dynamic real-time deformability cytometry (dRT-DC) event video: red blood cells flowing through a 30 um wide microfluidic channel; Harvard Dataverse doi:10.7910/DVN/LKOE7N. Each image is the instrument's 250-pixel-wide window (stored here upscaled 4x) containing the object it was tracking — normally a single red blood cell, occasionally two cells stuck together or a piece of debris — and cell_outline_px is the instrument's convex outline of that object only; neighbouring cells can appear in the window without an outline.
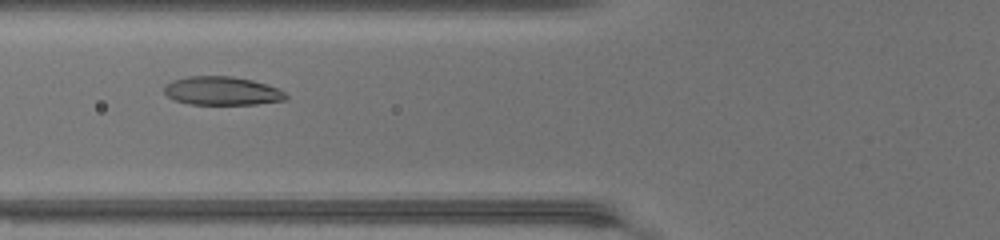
{"species": "common noctule bat (a hibernating species)", "species_latin": "Nyctalus noctula", "temperature_condition": "warm", "stored_images_in_passage": 38, "camera_frame_rate_fps": 3000, "um_per_image_px": 0.085, "animal": {"sex": "female", "body_mass_g": 17.0, "forearm_length_mm": 48.0}, "frame": {"image": 1, "passage_image": 9, "time_ms": 2.667, "image_size_px": [1000, 240], "cell_outline_px": [[288, 100], [256, 104], [188, 104], [176, 100], [168, 96], [164, 92], [164, 84], [172, 80], [188, 76], [232, 76], [252, 80], [276, 88], [284, 92], [288, 96]], "centroid_in_image_um": [18.86, 7.72], "position_along_channel_um": 106.9, "area_um2": 20.23}}
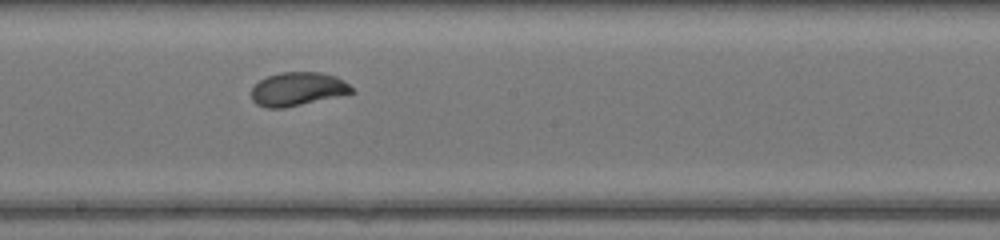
{"frame": {"image": 2, "passage_image": 17, "time_ms": 5.333, "image_size_px": [1000, 240], "cell_outline_px": [[356, 92], [284, 108], [268, 108], [256, 104], [252, 100], [252, 88], [260, 80], [268, 76], [280, 72], [320, 72], [336, 76], [348, 84]], "centroid_in_image_um": [25.29, 7.56], "position_along_channel_um": 222.9, "area_um2": 19.48}}
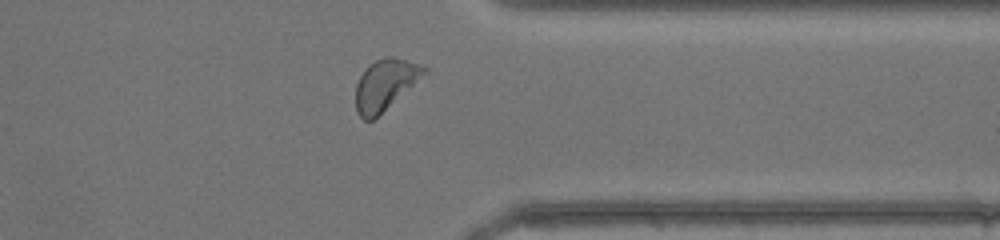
{"frame": {"image": 3, "passage_image": 28, "time_ms": 9.0, "image_size_px": [1000, 240], "cell_outline_px": [[428, 72], [372, 120], [364, 120], [356, 112], [356, 84], [364, 68], [376, 60], [388, 56], [392, 56], [428, 68]], "centroid_in_image_um": [32.71, 7.18], "position_along_channel_um": 378.7, "area_um2": 19.77}, "authors_computed_cell_mechanics": {"area_um2": 20.0566, "velocity_mm_per_s": 4.3498, "shape_relaxation_time_tau1_ms": 4.8423, "shape_relaxation_time_tau2_ms": null, "deformation_change_tau1": 0.2165, "deformation_change_tau2": null}}